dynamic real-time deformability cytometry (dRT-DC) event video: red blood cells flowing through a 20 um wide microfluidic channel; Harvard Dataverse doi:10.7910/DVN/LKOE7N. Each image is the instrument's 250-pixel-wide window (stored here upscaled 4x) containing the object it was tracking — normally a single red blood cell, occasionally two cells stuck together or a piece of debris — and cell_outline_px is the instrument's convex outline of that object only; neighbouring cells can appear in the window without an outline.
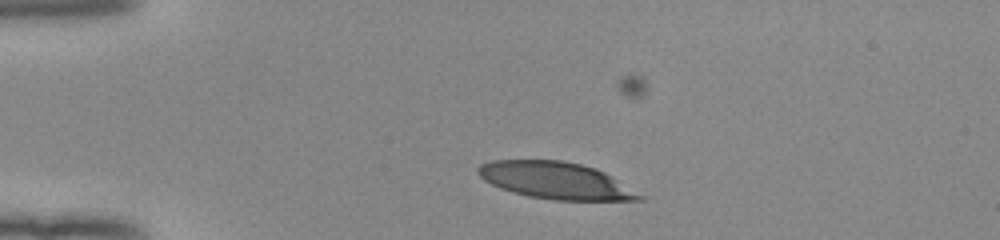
{"species": "human", "species_latin": "Homo sapiens", "temperature_condition": "room temperature", "stored_images_in_passage": 35, "camera_frame_rate_fps": 3000, "um_per_image_px": 0.085, "donor": {"sex": "female"}, "frame": {"image": 1, "passage_image": 1, "time_ms": 0.0, "image_size_px": [1000, 240], "cell_outline_px": [[648, 196], [644, 200], [556, 200], [528, 196], [512, 192], [500, 188], [484, 180], [476, 172], [476, 168], [480, 164], [492, 160], [560, 160], [580, 164], [596, 168], [612, 176]], "centroid_in_image_um": [47.28, 15.35], "position_along_channel_um": 37.7, "area_um2": 34.97}}
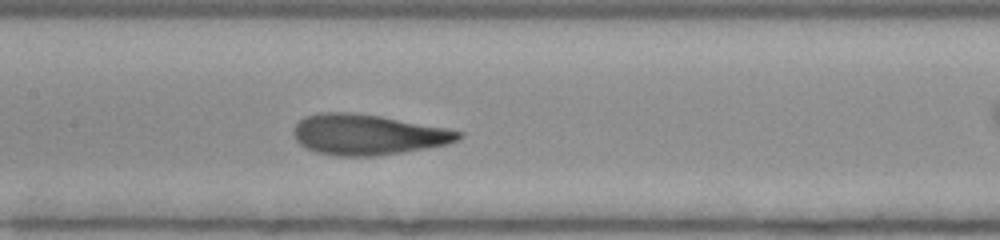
{"frame": {"image": 2, "passage_image": 15, "time_ms": 4.667, "image_size_px": [1000, 240], "cell_outline_px": [[464, 136], [448, 144], [376, 156], [332, 156], [316, 152], [300, 144], [296, 140], [292, 132], [296, 124], [304, 116], [320, 112], [352, 112], [380, 116], [444, 128], [464, 132]], "centroid_in_image_um": [31.21, 11.44], "position_along_channel_um": 176.2, "area_um2": 38.78}}
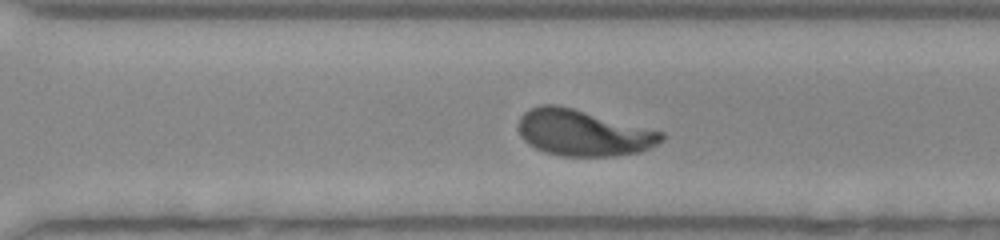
{"frame": {"image": 3, "passage_image": 26, "time_ms": 8.333, "image_size_px": [1000, 240], "cell_outline_px": [[664, 140], [640, 152], [612, 156], [560, 156], [544, 152], [528, 144], [520, 136], [520, 116], [528, 108], [540, 104], [556, 104], [572, 108], [664, 132]], "centroid_in_image_um": [49.55, 11.29], "position_along_channel_um": 321.1, "area_um2": 38.38}}